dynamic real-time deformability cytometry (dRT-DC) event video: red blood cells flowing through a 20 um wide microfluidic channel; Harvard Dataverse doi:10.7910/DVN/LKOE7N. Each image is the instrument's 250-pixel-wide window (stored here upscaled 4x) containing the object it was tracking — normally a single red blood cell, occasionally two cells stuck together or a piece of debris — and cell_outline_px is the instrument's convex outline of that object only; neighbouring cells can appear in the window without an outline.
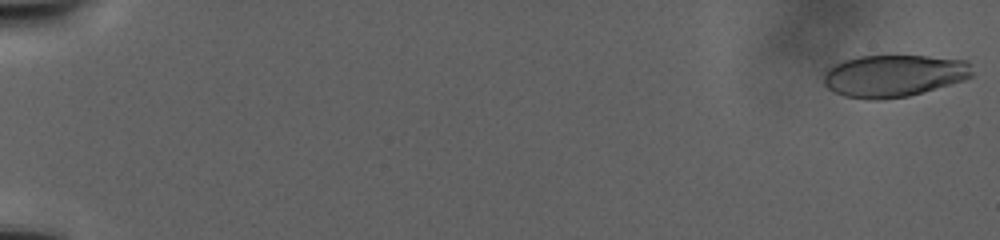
{"species": "human", "species_latin": "Homo sapiens", "temperature_condition": "warm", "stored_images_in_passage": 56, "camera_frame_rate_fps": 3000, "um_per_image_px": 0.085, "donor": {"sex": "male"}, "frame": {"image": 1, "passage_image": 1, "time_ms": 0.0, "image_size_px": [1000, 240], "cell_outline_px": [[972, 76], [964, 80], [908, 96], [880, 100], [868, 100], [844, 96], [828, 88], [824, 84], [824, 72], [828, 68], [844, 60], [860, 56], [928, 56], [968, 60], [972, 72]], "centroid_in_image_um": [75.97, 6.44], "position_along_channel_um": 9.0, "area_um2": 36.41}}
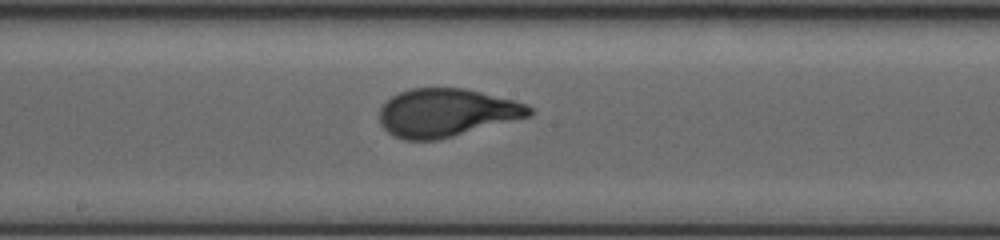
{"frame": {"image": 2, "passage_image": 30, "time_ms": 24.667, "image_size_px": [1000, 240], "cell_outline_px": [[532, 116], [436, 140], [404, 140], [388, 132], [380, 124], [380, 108], [392, 96], [400, 92], [412, 88], [464, 88], [528, 104], [532, 108]], "centroid_in_image_um": [37.95, 9.58], "position_along_channel_um": 210.2, "area_um2": 41.67}}
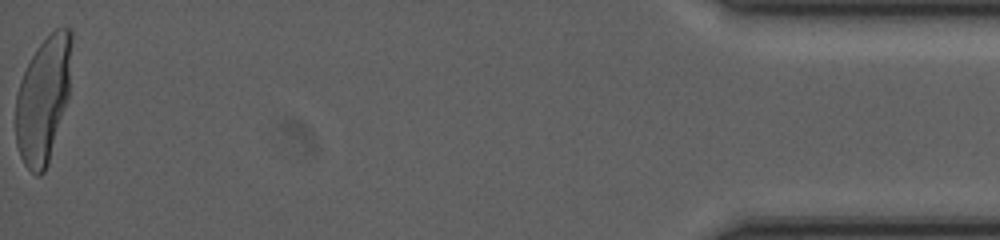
{"frame": {"image": 3, "passage_image": 56, "time_ms": 43.0, "image_size_px": [1000, 240], "cell_outline_px": [[72, 44], [68, 96], [48, 164], [44, 172], [40, 176], [36, 176], [24, 164], [20, 156], [16, 144], [16, 96], [20, 80], [36, 48], [56, 28], [68, 28], [72, 32]], "centroid_in_image_um": [3.67, 8.46], "position_along_channel_um": 431.5, "area_um2": 40.75}}